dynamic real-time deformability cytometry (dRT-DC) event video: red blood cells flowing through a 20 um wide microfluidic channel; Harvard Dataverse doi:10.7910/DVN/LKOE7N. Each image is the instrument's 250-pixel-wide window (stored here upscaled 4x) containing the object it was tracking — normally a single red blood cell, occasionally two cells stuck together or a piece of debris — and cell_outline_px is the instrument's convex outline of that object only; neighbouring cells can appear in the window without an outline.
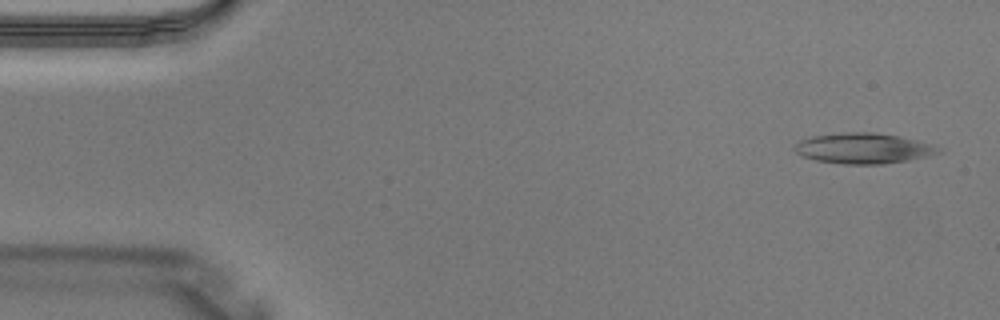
{"species": "Egyptian fruit bat (a non-hibernating species)", "species_latin": "Rousettus aegyptiacus", "temperature_condition": "warm", "stored_images_in_passage": 3, "camera_frame_rate_fps": 3000, "um_per_image_px": 0.085, "animal": {"sex": "male"}, "frame": {"image": 1, "passage_image": 1, "time_ms": 0.0, "image_size_px": [1000, 320], "cell_outline_px": [[944, 152], [928, 156], [908, 160], [884, 164], [844, 164], [816, 160], [804, 156], [796, 152], [792, 148], [800, 140], [812, 136], [844, 132], [876, 132], [916, 140], [928, 144]], "centroid_in_image_um": [73.35, 12.61], "position_along_channel_um": 11.6, "area_um2": 25.32}}
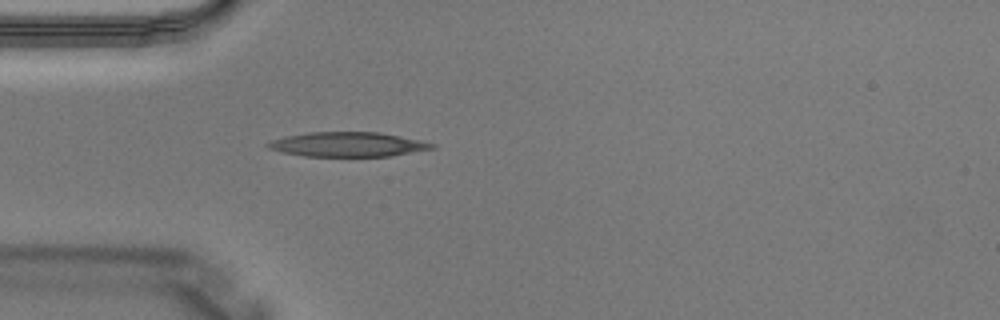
{"frame": {"image": 2, "passage_image": 3, "time_ms": 0.667, "image_size_px": [1000, 320], "cell_outline_px": [[436, 148], [392, 156], [304, 156], [280, 152], [268, 148], [264, 144], [272, 140], [284, 136], [308, 132], [380, 132], [420, 140], [436, 144]], "centroid_in_image_um": [29.55, 12.27], "position_along_channel_um": 55.5, "area_um2": 23.64}}